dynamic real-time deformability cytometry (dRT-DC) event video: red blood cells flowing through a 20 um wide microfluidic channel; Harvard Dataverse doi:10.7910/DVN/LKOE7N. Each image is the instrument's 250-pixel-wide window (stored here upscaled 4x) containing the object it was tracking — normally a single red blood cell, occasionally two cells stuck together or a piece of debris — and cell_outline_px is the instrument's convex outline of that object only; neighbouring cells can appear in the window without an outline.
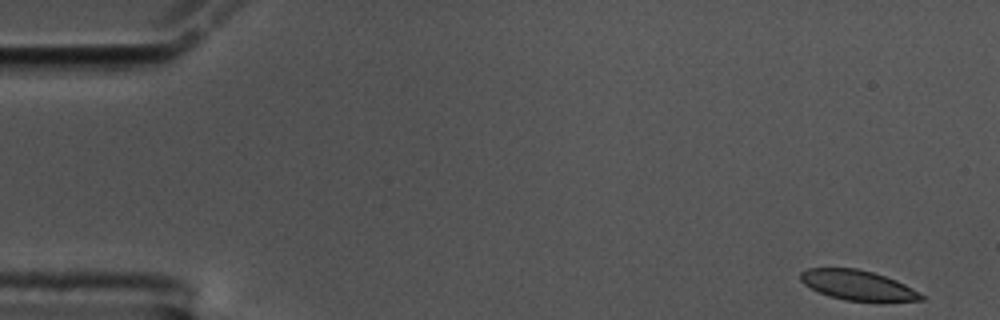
{"species": "common noctule bat (a hibernating species)", "species_latin": "Nyctalus noctula", "temperature_condition": "cold", "stored_images_in_passage": 55, "camera_frame_rate_fps": 3000, "um_per_image_px": 0.085, "animal": {"sex": "male", "body_mass_g": 17.5, "forearm_length_mm": 52.3}, "frame": {"image": 1, "passage_image": 1, "time_ms": 0.0, "image_size_px": [1000, 320], "cell_outline_px": [[924, 300], [844, 300], [828, 296], [804, 284], [800, 280], [800, 272], [808, 268], [856, 268], [872, 272], [896, 280], [904, 284], [924, 296]], "centroid_in_image_um": [72.83, 24.22], "position_along_channel_um": 12.2, "area_um2": 20.46}}
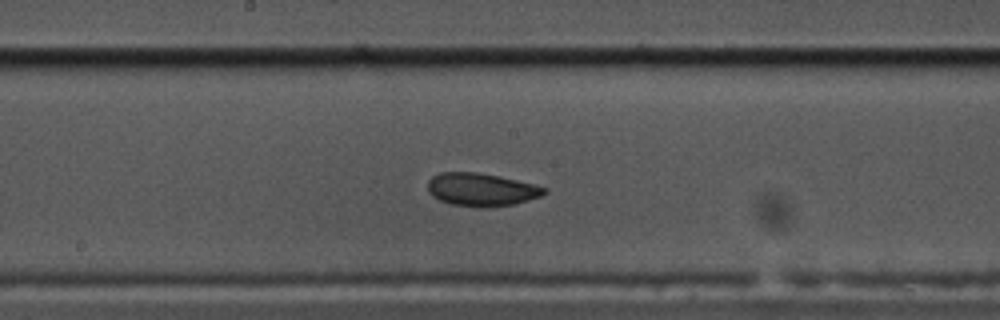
{"frame": {"image": 2, "passage_image": 28, "time_ms": 9.0, "image_size_px": [1000, 320], "cell_outline_px": [[548, 192], [540, 196], [516, 204], [480, 208], [452, 204], [440, 200], [432, 196], [428, 192], [428, 180], [432, 176], [440, 172], [476, 172], [500, 176], [536, 184], [548, 188]], "centroid_in_image_um": [40.94, 16.11], "position_along_channel_um": 207.3, "area_um2": 22.66}}
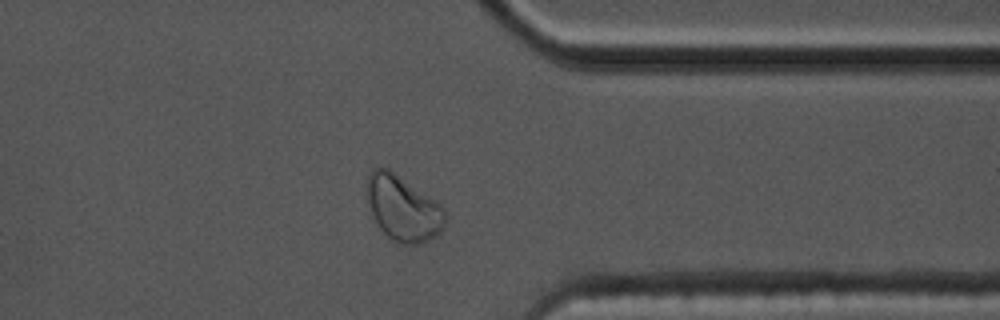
{"frame": {"image": 3, "passage_image": 43, "time_ms": 14.0, "image_size_px": [1000, 320], "cell_outline_px": [[448, 216], [444, 228], [440, 232], [428, 240], [420, 244], [400, 244], [392, 240], [380, 228], [368, 204], [364, 192], [368, 172], [372, 168], [388, 168], [436, 200], [444, 208]], "centroid_in_image_um": [34.25, 17.69], "position_along_channel_um": 377.1, "area_um2": 30.17}, "authors_computed_cell_mechanics": {"area_um2": 22.4842, "velocity_mm_per_s": 3.505, "shape_relaxation_time_tau1_ms": 3.6596, "shape_relaxation_time_tau2_ms": 1.8564, "deformation_change_tau1": 0.0809, "deformation_change_tau2": 0.0488}}